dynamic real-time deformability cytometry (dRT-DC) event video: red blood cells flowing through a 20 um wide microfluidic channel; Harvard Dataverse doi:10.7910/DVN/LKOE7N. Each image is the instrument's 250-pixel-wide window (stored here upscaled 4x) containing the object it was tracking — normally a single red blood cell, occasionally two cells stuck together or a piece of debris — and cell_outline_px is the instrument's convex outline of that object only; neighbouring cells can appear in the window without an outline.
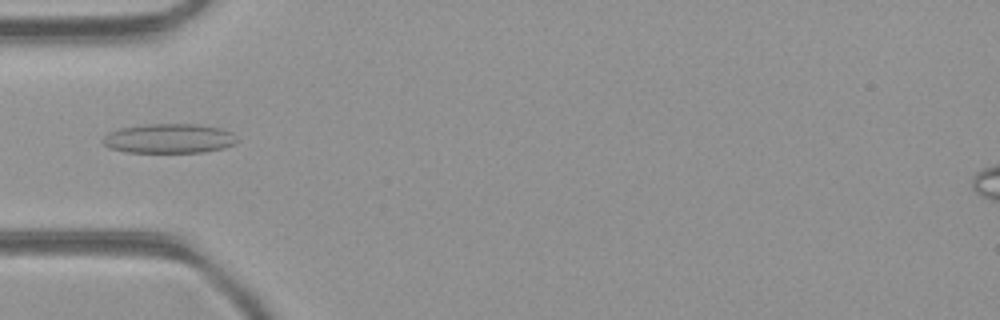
{"species": "common noctule bat (a hibernating species)", "species_latin": "Nyctalus noctula", "temperature_condition": "room temperature", "stored_images_in_passage": 3, "camera_frame_rate_fps": 3000, "um_per_image_px": 0.085, "animal": {"sex": "female", "body_mass_g": 21.9}, "frame": {"image": 1, "passage_image": 3, "time_ms": 0.667, "image_size_px": [1000, 320], "cell_outline_px": [[236, 144], [224, 148], [204, 152], [128, 152], [108, 148], [100, 140], [108, 132], [120, 128], [144, 124], [196, 124], [220, 128], [232, 132], [236, 140]], "centroid_in_image_um": [14.34, 11.77], "position_along_channel_um": 70.7, "area_um2": 23.18}}